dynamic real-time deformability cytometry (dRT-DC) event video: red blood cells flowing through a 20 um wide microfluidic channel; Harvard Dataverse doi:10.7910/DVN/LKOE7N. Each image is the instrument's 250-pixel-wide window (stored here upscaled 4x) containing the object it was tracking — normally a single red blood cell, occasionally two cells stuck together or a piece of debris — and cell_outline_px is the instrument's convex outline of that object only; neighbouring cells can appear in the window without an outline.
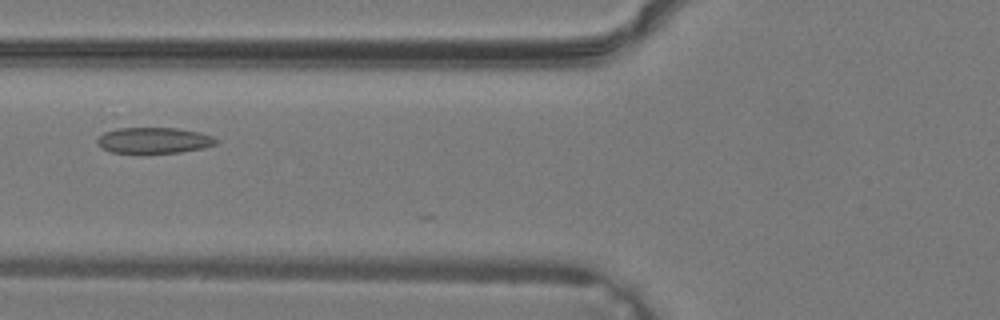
{"species": "common noctule bat (a hibernating species)", "species_latin": "Nyctalus noctula", "temperature_condition": "warm", "stored_images_in_passage": 13, "camera_frame_rate_fps": 3000, "um_per_image_px": 0.085, "animal": {"sex": "male", "body_mass_g": 19.2, "forearm_length_mm": 51.8}, "frame": {"image": 1, "passage_image": 6, "time_ms": 1.667, "image_size_px": [1000, 320], "cell_outline_px": [[220, 140], [216, 144], [204, 148], [180, 152], [112, 152], [104, 148], [96, 140], [104, 132], [116, 128], [176, 128], [200, 132], [212, 136]], "centroid_in_image_um": [13.14, 11.91], "position_along_channel_um": 112.7, "area_um2": 17.69}}
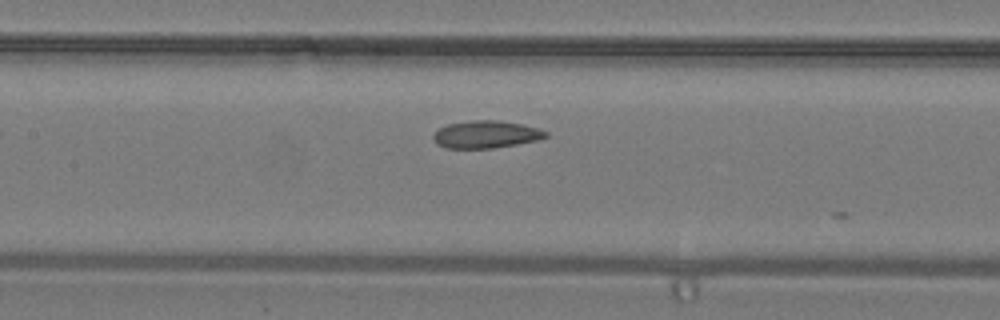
{"frame": {"image": 2, "passage_image": 9, "time_ms": 2.667, "image_size_px": [1000, 320], "cell_outline_px": [[548, 136], [536, 140], [516, 144], [492, 148], [444, 148], [436, 144], [432, 136], [440, 128], [448, 124], [472, 120], [496, 120], [520, 124], [540, 128], [548, 132]], "centroid_in_image_um": [41.3, 11.42], "position_along_channel_um": 166.1, "area_um2": 17.86}}
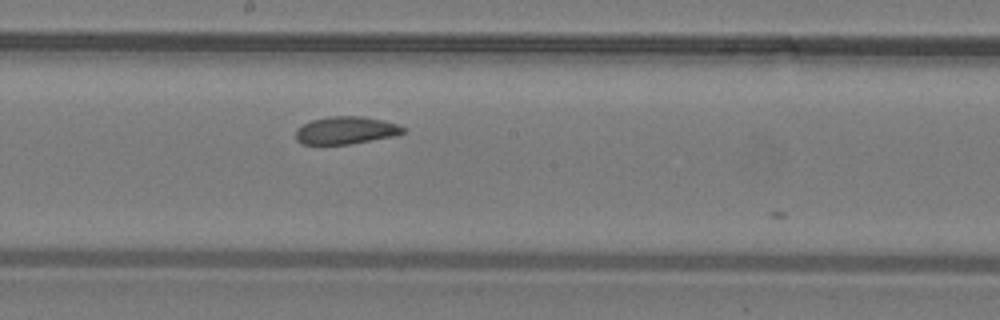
{"frame": {"image": 3, "passage_image": 12, "time_ms": 3.667, "image_size_px": [1000, 320], "cell_outline_px": [[408, 128], [404, 132], [396, 136], [348, 144], [300, 144], [296, 140], [296, 128], [312, 120], [328, 116], [364, 116], [384, 120]], "centroid_in_image_um": [29.42, 11.07], "position_along_channel_um": 218.8, "area_um2": 17.4}}